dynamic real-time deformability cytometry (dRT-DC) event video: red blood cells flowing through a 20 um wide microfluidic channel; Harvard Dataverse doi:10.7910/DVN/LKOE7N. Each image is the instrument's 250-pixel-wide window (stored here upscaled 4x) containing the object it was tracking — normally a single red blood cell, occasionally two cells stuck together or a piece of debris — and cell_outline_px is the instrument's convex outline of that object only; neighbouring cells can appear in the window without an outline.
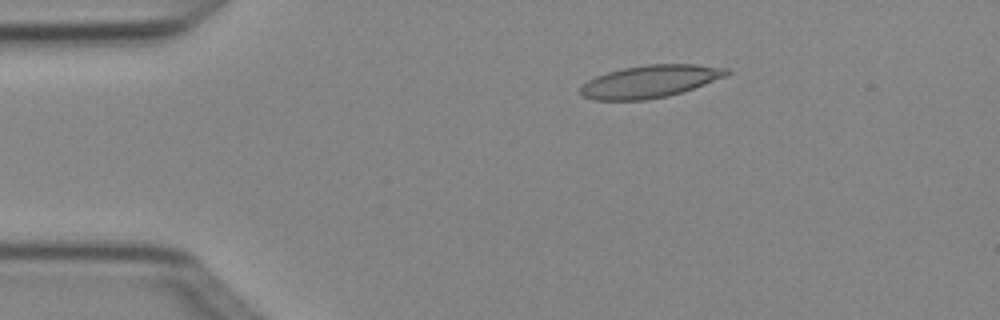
{"species": "Egyptian fruit bat (a non-hibernating species)", "species_latin": "Rousettus aegyptiacus", "temperature_condition": "cold", "stored_images_in_passage": 5, "camera_frame_rate_fps": 3000, "um_per_image_px": 0.085, "animal": {"sex": "female"}, "frame": {"image": 1, "passage_image": 2, "time_ms": 0.333, "image_size_px": [1000, 320], "cell_outline_px": [[732, 72], [728, 76], [668, 96], [644, 100], [596, 100], [580, 96], [580, 88], [588, 80], [596, 76], [608, 72], [624, 68], [648, 64], [696, 64], [728, 68]], "centroid_in_image_um": [55.27, 6.92], "position_along_channel_um": 29.7, "area_um2": 27.63}}
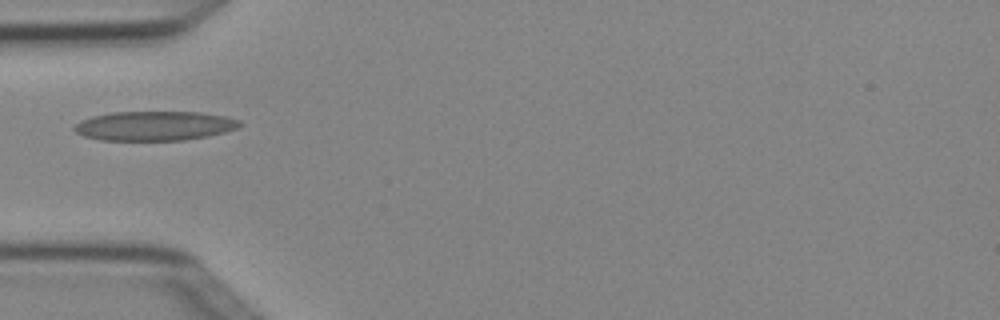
{"frame": {"image": 2, "passage_image": 4, "time_ms": 1.0, "image_size_px": [1000, 320], "cell_outline_px": [[244, 124], [236, 128], [224, 132], [208, 136], [184, 140], [100, 140], [84, 136], [76, 132], [72, 128], [80, 120], [92, 116], [112, 112], [200, 112], [224, 116], [240, 120]], "centroid_in_image_um": [13.13, 10.69], "position_along_channel_um": 71.9, "area_um2": 28.38}}
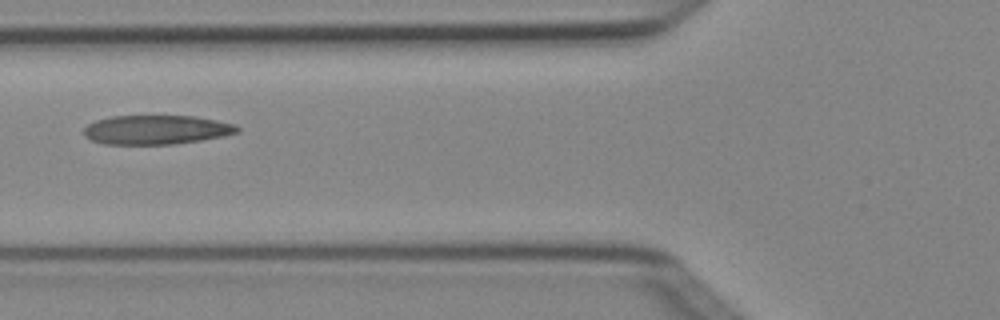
{"frame": {"image": 3, "passage_image": 5, "time_ms": 1.333, "image_size_px": [1000, 320], "cell_outline_px": [[240, 132], [224, 136], [176, 144], [104, 144], [92, 140], [84, 136], [84, 128], [88, 124], [96, 120], [112, 116], [192, 116], [216, 120], [236, 124], [240, 128]], "centroid_in_image_um": [13.31, 11.03], "position_along_channel_um": 112.5, "area_um2": 26.13}}